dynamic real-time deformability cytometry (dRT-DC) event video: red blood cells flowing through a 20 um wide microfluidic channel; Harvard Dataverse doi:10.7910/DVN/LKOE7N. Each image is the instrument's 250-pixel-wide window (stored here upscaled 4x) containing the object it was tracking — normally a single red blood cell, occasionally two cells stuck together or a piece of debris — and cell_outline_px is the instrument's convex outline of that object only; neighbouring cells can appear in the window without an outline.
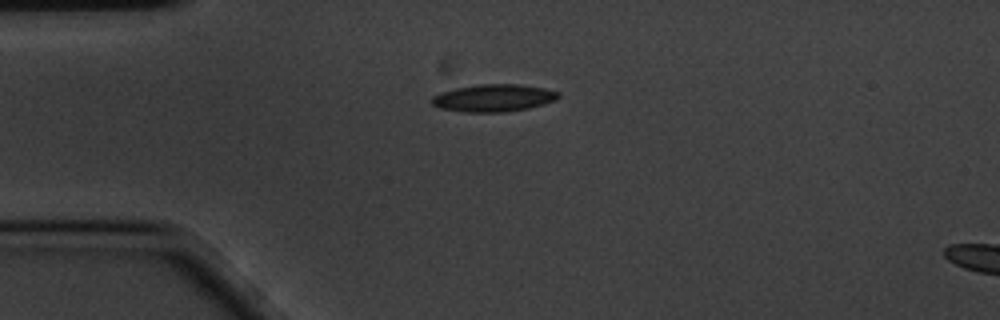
{"species": "common noctule bat (a hibernating species)", "species_latin": "Nyctalus noctula", "temperature_condition": "cold", "stored_images_in_passage": 45, "camera_frame_rate_fps": 3000, "um_per_image_px": 0.085, "animal": {"sex": "male", "body_mass_g": 20.1, "forearm_length_mm": 53.5}, "frame": {"image": 1, "passage_image": 1, "time_ms": 0.0, "image_size_px": [1000, 320], "cell_outline_px": [[560, 96], [556, 100], [544, 104], [528, 108], [504, 112], [464, 112], [440, 108], [432, 104], [432, 96], [440, 92], [456, 88], [476, 84], [520, 84], [544, 88], [560, 92]], "centroid_in_image_um": [41.97, 8.32], "position_along_channel_um": 43.0, "area_um2": 20.29}}
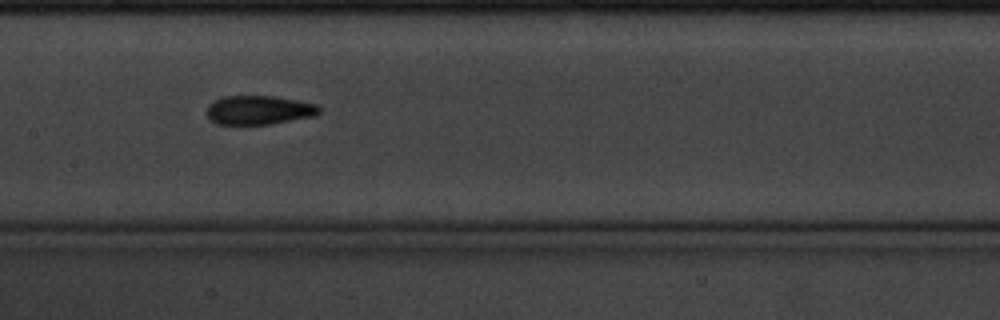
{"frame": {"image": 2, "passage_image": 15, "time_ms": 4.667, "image_size_px": [1000, 320], "cell_outline_px": [[320, 112], [312, 116], [268, 124], [216, 124], [208, 116], [208, 104], [212, 100], [224, 96], [276, 96], [316, 104], [320, 108]], "centroid_in_image_um": [21.97, 9.34], "position_along_channel_um": 185.4, "area_um2": 18.79}}
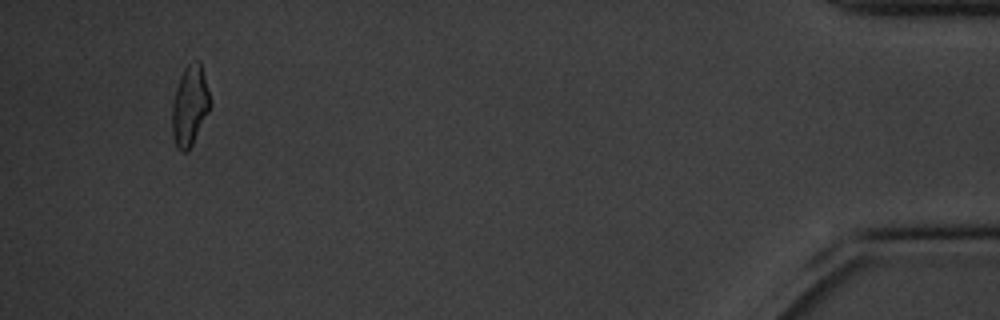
{"frame": {"image": 3, "passage_image": 42, "time_ms": 13.667, "image_size_px": [1000, 320], "cell_outline_px": [[212, 104], [188, 152], [180, 152], [176, 148], [172, 132], [172, 104], [176, 88], [180, 76], [184, 68], [188, 64], [196, 60], [200, 60]], "centroid_in_image_um": [16.13, 8.99], "position_along_channel_um": 419.1, "area_um2": 17.8}, "authors_computed_cell_mechanics": {"area_um2": 18.6694, "velocity_mm_per_s": 3.4302, "shape_relaxation_time_tau1_ms": 3.5399, "shape_relaxation_time_tau2_ms": 2.2142, "deformation_change_tau1": 0.1287, "deformation_change_tau2": 0.0849}}